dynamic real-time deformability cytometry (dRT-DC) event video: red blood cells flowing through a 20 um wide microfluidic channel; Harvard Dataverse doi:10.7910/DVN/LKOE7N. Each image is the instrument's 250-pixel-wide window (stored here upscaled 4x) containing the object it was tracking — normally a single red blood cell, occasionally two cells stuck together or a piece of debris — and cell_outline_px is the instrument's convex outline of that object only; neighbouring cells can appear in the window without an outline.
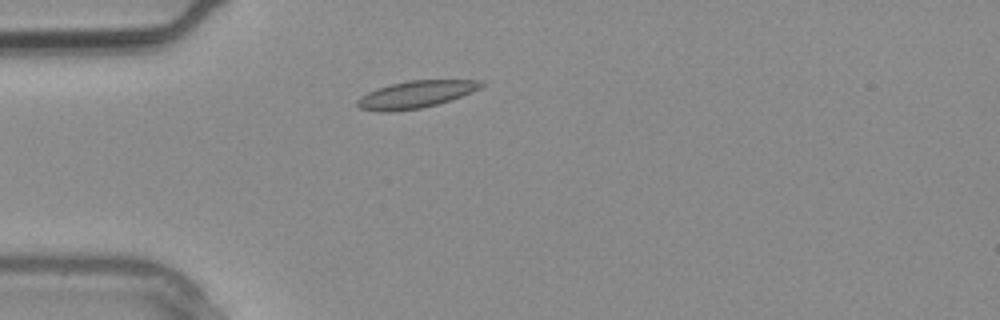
{"species": "common noctule bat (a hibernating species)", "species_latin": "Nyctalus noctula", "temperature_condition": "warm", "stored_images_in_passage": 2, "camera_frame_rate_fps": 3000, "um_per_image_px": 0.085, "animal": {"sex": "male", "body_mass_g": 20.4}, "frame": {"image": 1, "passage_image": 2, "time_ms": 0.333, "image_size_px": [1000, 320], "cell_outline_px": [[484, 84], [480, 88], [460, 96], [436, 104], [420, 108], [392, 112], [380, 112], [360, 108], [356, 104], [356, 100], [360, 96], [368, 92], [392, 84], [408, 80], [484, 80]], "centroid_in_image_um": [35.31, 8.03], "position_along_channel_um": 49.7, "area_um2": 19.36}}